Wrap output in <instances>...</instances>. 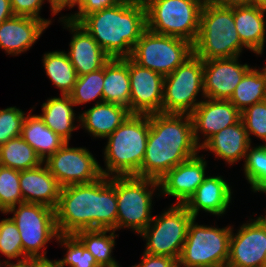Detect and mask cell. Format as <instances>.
I'll return each instance as SVG.
<instances>
[{
	"label": "cell",
	"mask_w": 266,
	"mask_h": 267,
	"mask_svg": "<svg viewBox=\"0 0 266 267\" xmlns=\"http://www.w3.org/2000/svg\"><path fill=\"white\" fill-rule=\"evenodd\" d=\"M117 215L114 176H102L89 184L61 187L55 208L59 234H75L89 229L116 231Z\"/></svg>",
	"instance_id": "obj_1"
},
{
	"label": "cell",
	"mask_w": 266,
	"mask_h": 267,
	"mask_svg": "<svg viewBox=\"0 0 266 267\" xmlns=\"http://www.w3.org/2000/svg\"><path fill=\"white\" fill-rule=\"evenodd\" d=\"M200 147L194 140L187 114H150V129L140 177L159 181L178 164L196 156Z\"/></svg>",
	"instance_id": "obj_2"
},
{
	"label": "cell",
	"mask_w": 266,
	"mask_h": 267,
	"mask_svg": "<svg viewBox=\"0 0 266 267\" xmlns=\"http://www.w3.org/2000/svg\"><path fill=\"white\" fill-rule=\"evenodd\" d=\"M110 58H128L147 29L143 0H122L83 16L78 22Z\"/></svg>",
	"instance_id": "obj_3"
},
{
	"label": "cell",
	"mask_w": 266,
	"mask_h": 267,
	"mask_svg": "<svg viewBox=\"0 0 266 267\" xmlns=\"http://www.w3.org/2000/svg\"><path fill=\"white\" fill-rule=\"evenodd\" d=\"M149 129L150 114H130L107 137L108 141L104 150L106 170L100 167L102 176L140 177Z\"/></svg>",
	"instance_id": "obj_4"
},
{
	"label": "cell",
	"mask_w": 266,
	"mask_h": 267,
	"mask_svg": "<svg viewBox=\"0 0 266 267\" xmlns=\"http://www.w3.org/2000/svg\"><path fill=\"white\" fill-rule=\"evenodd\" d=\"M244 48L246 47L241 43L235 27L233 5H217L205 1L193 53L207 61L240 56Z\"/></svg>",
	"instance_id": "obj_5"
},
{
	"label": "cell",
	"mask_w": 266,
	"mask_h": 267,
	"mask_svg": "<svg viewBox=\"0 0 266 267\" xmlns=\"http://www.w3.org/2000/svg\"><path fill=\"white\" fill-rule=\"evenodd\" d=\"M143 1L148 30L194 44L199 33L201 10L206 0Z\"/></svg>",
	"instance_id": "obj_6"
},
{
	"label": "cell",
	"mask_w": 266,
	"mask_h": 267,
	"mask_svg": "<svg viewBox=\"0 0 266 267\" xmlns=\"http://www.w3.org/2000/svg\"><path fill=\"white\" fill-rule=\"evenodd\" d=\"M118 215L116 231L129 228L140 234L152 221L154 191L159 181L138 176H114ZM150 188V189H149Z\"/></svg>",
	"instance_id": "obj_7"
},
{
	"label": "cell",
	"mask_w": 266,
	"mask_h": 267,
	"mask_svg": "<svg viewBox=\"0 0 266 267\" xmlns=\"http://www.w3.org/2000/svg\"><path fill=\"white\" fill-rule=\"evenodd\" d=\"M189 224L178 267H217L227 264L232 226L218 228Z\"/></svg>",
	"instance_id": "obj_8"
},
{
	"label": "cell",
	"mask_w": 266,
	"mask_h": 267,
	"mask_svg": "<svg viewBox=\"0 0 266 267\" xmlns=\"http://www.w3.org/2000/svg\"><path fill=\"white\" fill-rule=\"evenodd\" d=\"M192 54L193 44L189 41L146 29L134 45L129 58L139 66L165 77Z\"/></svg>",
	"instance_id": "obj_9"
},
{
	"label": "cell",
	"mask_w": 266,
	"mask_h": 267,
	"mask_svg": "<svg viewBox=\"0 0 266 267\" xmlns=\"http://www.w3.org/2000/svg\"><path fill=\"white\" fill-rule=\"evenodd\" d=\"M204 97L203 60L194 53L164 77L161 113L190 115Z\"/></svg>",
	"instance_id": "obj_10"
},
{
	"label": "cell",
	"mask_w": 266,
	"mask_h": 267,
	"mask_svg": "<svg viewBox=\"0 0 266 267\" xmlns=\"http://www.w3.org/2000/svg\"><path fill=\"white\" fill-rule=\"evenodd\" d=\"M8 213H13L10 218L18 228L23 253L28 257L47 258L45 245L53 238L57 240L60 235L56 226L55 209L43 204L23 202L3 214Z\"/></svg>",
	"instance_id": "obj_11"
},
{
	"label": "cell",
	"mask_w": 266,
	"mask_h": 267,
	"mask_svg": "<svg viewBox=\"0 0 266 267\" xmlns=\"http://www.w3.org/2000/svg\"><path fill=\"white\" fill-rule=\"evenodd\" d=\"M193 215L184 205L174 204L154 216L139 234L146 240L145 253L179 259Z\"/></svg>",
	"instance_id": "obj_12"
},
{
	"label": "cell",
	"mask_w": 266,
	"mask_h": 267,
	"mask_svg": "<svg viewBox=\"0 0 266 267\" xmlns=\"http://www.w3.org/2000/svg\"><path fill=\"white\" fill-rule=\"evenodd\" d=\"M61 187L89 184L102 177L100 164L85 147H70L66 142L44 161Z\"/></svg>",
	"instance_id": "obj_13"
},
{
	"label": "cell",
	"mask_w": 266,
	"mask_h": 267,
	"mask_svg": "<svg viewBox=\"0 0 266 267\" xmlns=\"http://www.w3.org/2000/svg\"><path fill=\"white\" fill-rule=\"evenodd\" d=\"M232 233L227 264L232 267H265L266 215L250 219Z\"/></svg>",
	"instance_id": "obj_14"
},
{
	"label": "cell",
	"mask_w": 266,
	"mask_h": 267,
	"mask_svg": "<svg viewBox=\"0 0 266 267\" xmlns=\"http://www.w3.org/2000/svg\"><path fill=\"white\" fill-rule=\"evenodd\" d=\"M131 114L161 113L164 77L129 58Z\"/></svg>",
	"instance_id": "obj_15"
},
{
	"label": "cell",
	"mask_w": 266,
	"mask_h": 267,
	"mask_svg": "<svg viewBox=\"0 0 266 267\" xmlns=\"http://www.w3.org/2000/svg\"><path fill=\"white\" fill-rule=\"evenodd\" d=\"M239 56L203 61L204 98L229 100L245 73L251 68L240 64Z\"/></svg>",
	"instance_id": "obj_16"
},
{
	"label": "cell",
	"mask_w": 266,
	"mask_h": 267,
	"mask_svg": "<svg viewBox=\"0 0 266 267\" xmlns=\"http://www.w3.org/2000/svg\"><path fill=\"white\" fill-rule=\"evenodd\" d=\"M190 116L194 140L201 147L215 133L236 124L241 112L229 100L204 98ZM199 132L205 138L202 143Z\"/></svg>",
	"instance_id": "obj_17"
},
{
	"label": "cell",
	"mask_w": 266,
	"mask_h": 267,
	"mask_svg": "<svg viewBox=\"0 0 266 267\" xmlns=\"http://www.w3.org/2000/svg\"><path fill=\"white\" fill-rule=\"evenodd\" d=\"M207 162L198 154L172 168L160 180V194L172 196L184 205L203 183Z\"/></svg>",
	"instance_id": "obj_18"
},
{
	"label": "cell",
	"mask_w": 266,
	"mask_h": 267,
	"mask_svg": "<svg viewBox=\"0 0 266 267\" xmlns=\"http://www.w3.org/2000/svg\"><path fill=\"white\" fill-rule=\"evenodd\" d=\"M64 28L72 34L68 56L77 76L97 71L111 59L97 41L77 22L60 17Z\"/></svg>",
	"instance_id": "obj_19"
},
{
	"label": "cell",
	"mask_w": 266,
	"mask_h": 267,
	"mask_svg": "<svg viewBox=\"0 0 266 267\" xmlns=\"http://www.w3.org/2000/svg\"><path fill=\"white\" fill-rule=\"evenodd\" d=\"M47 27L40 19L13 16L0 24V48L14 56L26 52Z\"/></svg>",
	"instance_id": "obj_20"
},
{
	"label": "cell",
	"mask_w": 266,
	"mask_h": 267,
	"mask_svg": "<svg viewBox=\"0 0 266 267\" xmlns=\"http://www.w3.org/2000/svg\"><path fill=\"white\" fill-rule=\"evenodd\" d=\"M19 183L23 202L56 208L61 186L44 162L35 168L19 171Z\"/></svg>",
	"instance_id": "obj_21"
},
{
	"label": "cell",
	"mask_w": 266,
	"mask_h": 267,
	"mask_svg": "<svg viewBox=\"0 0 266 267\" xmlns=\"http://www.w3.org/2000/svg\"><path fill=\"white\" fill-rule=\"evenodd\" d=\"M232 193L222 176H206L184 206L194 218H197L200 210L219 217L226 213Z\"/></svg>",
	"instance_id": "obj_22"
},
{
	"label": "cell",
	"mask_w": 266,
	"mask_h": 267,
	"mask_svg": "<svg viewBox=\"0 0 266 267\" xmlns=\"http://www.w3.org/2000/svg\"><path fill=\"white\" fill-rule=\"evenodd\" d=\"M265 12L249 3L233 5V18L241 43L258 55H262L266 39Z\"/></svg>",
	"instance_id": "obj_23"
},
{
	"label": "cell",
	"mask_w": 266,
	"mask_h": 267,
	"mask_svg": "<svg viewBox=\"0 0 266 267\" xmlns=\"http://www.w3.org/2000/svg\"><path fill=\"white\" fill-rule=\"evenodd\" d=\"M251 146L247 131L240 119L236 124L226 127L211 136L200 150L213 152L216 158L224 159L227 164H234L246 158Z\"/></svg>",
	"instance_id": "obj_24"
},
{
	"label": "cell",
	"mask_w": 266,
	"mask_h": 267,
	"mask_svg": "<svg viewBox=\"0 0 266 267\" xmlns=\"http://www.w3.org/2000/svg\"><path fill=\"white\" fill-rule=\"evenodd\" d=\"M127 107L110 102H101L79 114L80 127L94 138H107L130 115Z\"/></svg>",
	"instance_id": "obj_25"
},
{
	"label": "cell",
	"mask_w": 266,
	"mask_h": 267,
	"mask_svg": "<svg viewBox=\"0 0 266 267\" xmlns=\"http://www.w3.org/2000/svg\"><path fill=\"white\" fill-rule=\"evenodd\" d=\"M41 107L42 114L39 116L44 124L66 142H69L73 130L77 129L79 126H76L74 123L75 119L79 122V116H76L73 110L75 104L71 100V97L69 95L51 97L48 98Z\"/></svg>",
	"instance_id": "obj_26"
},
{
	"label": "cell",
	"mask_w": 266,
	"mask_h": 267,
	"mask_svg": "<svg viewBox=\"0 0 266 267\" xmlns=\"http://www.w3.org/2000/svg\"><path fill=\"white\" fill-rule=\"evenodd\" d=\"M31 111L32 109L24 119L21 137L44 162L59 150L66 141L47 127L39 115H32Z\"/></svg>",
	"instance_id": "obj_27"
},
{
	"label": "cell",
	"mask_w": 266,
	"mask_h": 267,
	"mask_svg": "<svg viewBox=\"0 0 266 267\" xmlns=\"http://www.w3.org/2000/svg\"><path fill=\"white\" fill-rule=\"evenodd\" d=\"M103 102L117 103L129 109V57L111 58L104 65Z\"/></svg>",
	"instance_id": "obj_28"
},
{
	"label": "cell",
	"mask_w": 266,
	"mask_h": 267,
	"mask_svg": "<svg viewBox=\"0 0 266 267\" xmlns=\"http://www.w3.org/2000/svg\"><path fill=\"white\" fill-rule=\"evenodd\" d=\"M74 235L94 256L100 267H120V264L112 257L115 237H119V235L115 234V230L89 229L78 231Z\"/></svg>",
	"instance_id": "obj_29"
},
{
	"label": "cell",
	"mask_w": 266,
	"mask_h": 267,
	"mask_svg": "<svg viewBox=\"0 0 266 267\" xmlns=\"http://www.w3.org/2000/svg\"><path fill=\"white\" fill-rule=\"evenodd\" d=\"M43 66L51 82L61 91V95H69L77 81V73L65 51H52L43 55Z\"/></svg>",
	"instance_id": "obj_30"
},
{
	"label": "cell",
	"mask_w": 266,
	"mask_h": 267,
	"mask_svg": "<svg viewBox=\"0 0 266 267\" xmlns=\"http://www.w3.org/2000/svg\"><path fill=\"white\" fill-rule=\"evenodd\" d=\"M266 100V76L262 70L250 68L235 88L229 101L240 111Z\"/></svg>",
	"instance_id": "obj_31"
},
{
	"label": "cell",
	"mask_w": 266,
	"mask_h": 267,
	"mask_svg": "<svg viewBox=\"0 0 266 267\" xmlns=\"http://www.w3.org/2000/svg\"><path fill=\"white\" fill-rule=\"evenodd\" d=\"M42 160L35 150L21 137L10 139L0 146V165L17 171L39 166Z\"/></svg>",
	"instance_id": "obj_32"
},
{
	"label": "cell",
	"mask_w": 266,
	"mask_h": 267,
	"mask_svg": "<svg viewBox=\"0 0 266 267\" xmlns=\"http://www.w3.org/2000/svg\"><path fill=\"white\" fill-rule=\"evenodd\" d=\"M245 178L253 192L266 194V145L248 148L243 165Z\"/></svg>",
	"instance_id": "obj_33"
},
{
	"label": "cell",
	"mask_w": 266,
	"mask_h": 267,
	"mask_svg": "<svg viewBox=\"0 0 266 267\" xmlns=\"http://www.w3.org/2000/svg\"><path fill=\"white\" fill-rule=\"evenodd\" d=\"M103 82H104V67L81 76H78L77 81L69 94L75 106L96 101V104L103 102Z\"/></svg>",
	"instance_id": "obj_34"
},
{
	"label": "cell",
	"mask_w": 266,
	"mask_h": 267,
	"mask_svg": "<svg viewBox=\"0 0 266 267\" xmlns=\"http://www.w3.org/2000/svg\"><path fill=\"white\" fill-rule=\"evenodd\" d=\"M56 241L67 249L63 259L56 260L61 266L100 267L94 256L74 234H60Z\"/></svg>",
	"instance_id": "obj_35"
},
{
	"label": "cell",
	"mask_w": 266,
	"mask_h": 267,
	"mask_svg": "<svg viewBox=\"0 0 266 267\" xmlns=\"http://www.w3.org/2000/svg\"><path fill=\"white\" fill-rule=\"evenodd\" d=\"M23 203L19 183V171L0 165V211Z\"/></svg>",
	"instance_id": "obj_36"
},
{
	"label": "cell",
	"mask_w": 266,
	"mask_h": 267,
	"mask_svg": "<svg viewBox=\"0 0 266 267\" xmlns=\"http://www.w3.org/2000/svg\"><path fill=\"white\" fill-rule=\"evenodd\" d=\"M0 253L8 258L6 261L20 259L21 256V258L27 257L23 253L18 228L11 218L0 220Z\"/></svg>",
	"instance_id": "obj_37"
},
{
	"label": "cell",
	"mask_w": 266,
	"mask_h": 267,
	"mask_svg": "<svg viewBox=\"0 0 266 267\" xmlns=\"http://www.w3.org/2000/svg\"><path fill=\"white\" fill-rule=\"evenodd\" d=\"M241 120L250 142L252 141L250 137L254 135L265 141L266 145V100L247 107L241 112Z\"/></svg>",
	"instance_id": "obj_38"
},
{
	"label": "cell",
	"mask_w": 266,
	"mask_h": 267,
	"mask_svg": "<svg viewBox=\"0 0 266 267\" xmlns=\"http://www.w3.org/2000/svg\"><path fill=\"white\" fill-rule=\"evenodd\" d=\"M25 117V112L15 106L0 110V146L21 136Z\"/></svg>",
	"instance_id": "obj_39"
},
{
	"label": "cell",
	"mask_w": 266,
	"mask_h": 267,
	"mask_svg": "<svg viewBox=\"0 0 266 267\" xmlns=\"http://www.w3.org/2000/svg\"><path fill=\"white\" fill-rule=\"evenodd\" d=\"M121 1L122 0H70L62 9H65L66 7L73 8L77 6L78 12L63 17L70 19L73 22H78L83 16L89 13L116 5Z\"/></svg>",
	"instance_id": "obj_40"
},
{
	"label": "cell",
	"mask_w": 266,
	"mask_h": 267,
	"mask_svg": "<svg viewBox=\"0 0 266 267\" xmlns=\"http://www.w3.org/2000/svg\"><path fill=\"white\" fill-rule=\"evenodd\" d=\"M45 0H10L14 16L31 17L43 20L48 26L51 19H44L40 16V10Z\"/></svg>",
	"instance_id": "obj_41"
},
{
	"label": "cell",
	"mask_w": 266,
	"mask_h": 267,
	"mask_svg": "<svg viewBox=\"0 0 266 267\" xmlns=\"http://www.w3.org/2000/svg\"><path fill=\"white\" fill-rule=\"evenodd\" d=\"M143 253L141 262L131 267H178L177 259Z\"/></svg>",
	"instance_id": "obj_42"
},
{
	"label": "cell",
	"mask_w": 266,
	"mask_h": 267,
	"mask_svg": "<svg viewBox=\"0 0 266 267\" xmlns=\"http://www.w3.org/2000/svg\"><path fill=\"white\" fill-rule=\"evenodd\" d=\"M41 257H25L18 259L17 263L6 261L5 267H40Z\"/></svg>",
	"instance_id": "obj_43"
},
{
	"label": "cell",
	"mask_w": 266,
	"mask_h": 267,
	"mask_svg": "<svg viewBox=\"0 0 266 267\" xmlns=\"http://www.w3.org/2000/svg\"><path fill=\"white\" fill-rule=\"evenodd\" d=\"M14 16L10 0H0V24Z\"/></svg>",
	"instance_id": "obj_44"
},
{
	"label": "cell",
	"mask_w": 266,
	"mask_h": 267,
	"mask_svg": "<svg viewBox=\"0 0 266 267\" xmlns=\"http://www.w3.org/2000/svg\"><path fill=\"white\" fill-rule=\"evenodd\" d=\"M50 4L52 15H57V13L62 11V8L70 1V0H47Z\"/></svg>",
	"instance_id": "obj_45"
},
{
	"label": "cell",
	"mask_w": 266,
	"mask_h": 267,
	"mask_svg": "<svg viewBox=\"0 0 266 267\" xmlns=\"http://www.w3.org/2000/svg\"><path fill=\"white\" fill-rule=\"evenodd\" d=\"M206 1L217 5L245 4L249 2V0H206Z\"/></svg>",
	"instance_id": "obj_46"
},
{
	"label": "cell",
	"mask_w": 266,
	"mask_h": 267,
	"mask_svg": "<svg viewBox=\"0 0 266 267\" xmlns=\"http://www.w3.org/2000/svg\"><path fill=\"white\" fill-rule=\"evenodd\" d=\"M40 267H64L61 266L56 260H49L48 258H41Z\"/></svg>",
	"instance_id": "obj_47"
},
{
	"label": "cell",
	"mask_w": 266,
	"mask_h": 267,
	"mask_svg": "<svg viewBox=\"0 0 266 267\" xmlns=\"http://www.w3.org/2000/svg\"><path fill=\"white\" fill-rule=\"evenodd\" d=\"M248 3L266 10V0H249Z\"/></svg>",
	"instance_id": "obj_48"
},
{
	"label": "cell",
	"mask_w": 266,
	"mask_h": 267,
	"mask_svg": "<svg viewBox=\"0 0 266 267\" xmlns=\"http://www.w3.org/2000/svg\"><path fill=\"white\" fill-rule=\"evenodd\" d=\"M6 266V260H4V261H0V267H5Z\"/></svg>",
	"instance_id": "obj_49"
},
{
	"label": "cell",
	"mask_w": 266,
	"mask_h": 267,
	"mask_svg": "<svg viewBox=\"0 0 266 267\" xmlns=\"http://www.w3.org/2000/svg\"><path fill=\"white\" fill-rule=\"evenodd\" d=\"M264 75L266 76V66L262 68Z\"/></svg>",
	"instance_id": "obj_50"
},
{
	"label": "cell",
	"mask_w": 266,
	"mask_h": 267,
	"mask_svg": "<svg viewBox=\"0 0 266 267\" xmlns=\"http://www.w3.org/2000/svg\"><path fill=\"white\" fill-rule=\"evenodd\" d=\"M217 267H232V266L225 264V265H221V266H217Z\"/></svg>",
	"instance_id": "obj_51"
}]
</instances>
